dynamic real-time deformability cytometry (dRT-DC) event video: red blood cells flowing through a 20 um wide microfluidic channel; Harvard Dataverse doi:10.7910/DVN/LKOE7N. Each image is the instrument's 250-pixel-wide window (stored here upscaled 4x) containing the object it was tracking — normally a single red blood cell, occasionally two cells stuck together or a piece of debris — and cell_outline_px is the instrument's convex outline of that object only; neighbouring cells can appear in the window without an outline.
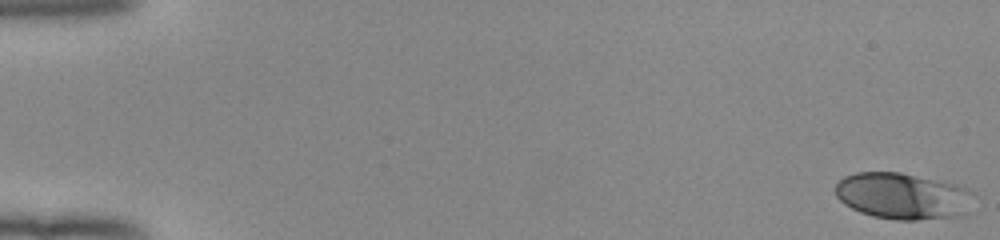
{"species": "human", "species_latin": "Homo sapiens", "temperature_condition": "room temperature", "stored_images_in_passage": 18, "camera_frame_rate_fps": 3000, "um_per_image_px": 0.085, "donor": {"sex": "female"}, "frame": {"image": 1, "passage_image": 1, "time_ms": 0.0, "image_size_px": [1000, 240], "cell_outline_px": [[976, 192], [968, 216], [916, 220], [896, 220], [872, 216], [860, 212], [844, 204], [836, 196], [836, 184], [844, 176], [856, 172], [900, 172], [956, 184], [968, 188]], "centroid_in_image_um": [76.82, 16.68], "position_along_channel_um": 8.2, "area_um2": 38.15}}
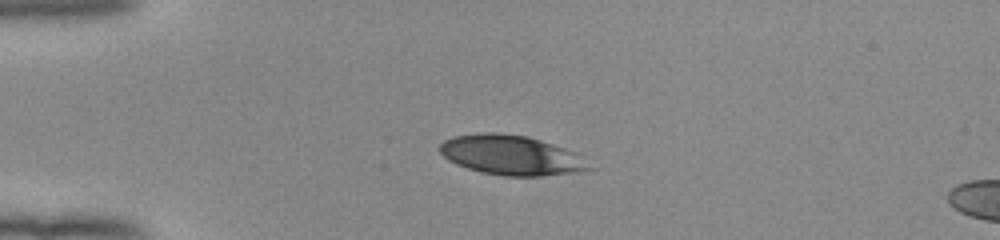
{"frame": {"image": 2, "passage_image": 14, "time_ms": 4.333, "image_size_px": [1000, 240], "cell_outline_px": [[596, 168], [540, 176], [504, 176], [480, 172], [456, 164], [448, 160], [440, 152], [440, 144], [444, 140], [452, 136], [480, 132], [496, 132], [528, 136], [576, 152]], "centroid_in_image_um": [43.42, 13.17], "position_along_channel_um": 41.6, "area_um2": 34.56}}